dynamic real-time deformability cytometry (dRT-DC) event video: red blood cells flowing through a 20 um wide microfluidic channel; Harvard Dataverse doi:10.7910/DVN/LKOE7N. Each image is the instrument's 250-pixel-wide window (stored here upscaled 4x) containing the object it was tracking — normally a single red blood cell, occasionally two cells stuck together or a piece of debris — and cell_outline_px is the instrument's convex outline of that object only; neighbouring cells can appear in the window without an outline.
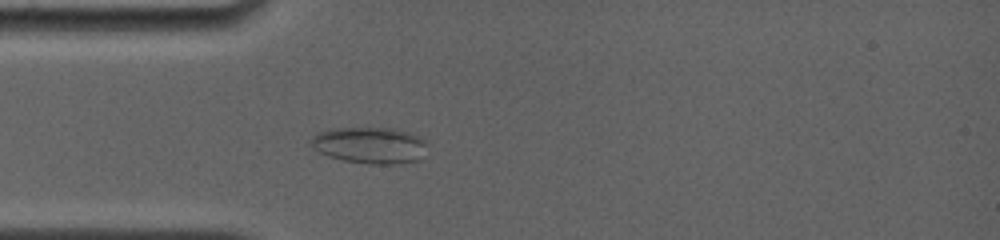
{"species": "common noctule bat (a hibernating species)", "species_latin": "Nyctalus noctula", "temperature_condition": "room temperature", "stored_images_in_passage": 4, "camera_frame_rate_fps": 4000, "um_per_image_px": 0.085, "animal": {"sex": "female", "body_mass_g": 19.0, "forearm_length_mm": 56.7}, "frame": {"image": 1, "passage_image": 4, "time_ms": 3.75, "image_size_px": [1000, 240], "cell_outline_px": [[424, 144], [416, 160], [392, 164], [368, 164], [344, 160], [320, 152], [312, 144], [312, 136], [316, 132], [332, 128], [392, 128], [408, 132], [420, 136], [424, 140]], "centroid_in_image_um": [31.38, 12.32], "position_along_channel_um": 53.6, "area_um2": 23.99}}